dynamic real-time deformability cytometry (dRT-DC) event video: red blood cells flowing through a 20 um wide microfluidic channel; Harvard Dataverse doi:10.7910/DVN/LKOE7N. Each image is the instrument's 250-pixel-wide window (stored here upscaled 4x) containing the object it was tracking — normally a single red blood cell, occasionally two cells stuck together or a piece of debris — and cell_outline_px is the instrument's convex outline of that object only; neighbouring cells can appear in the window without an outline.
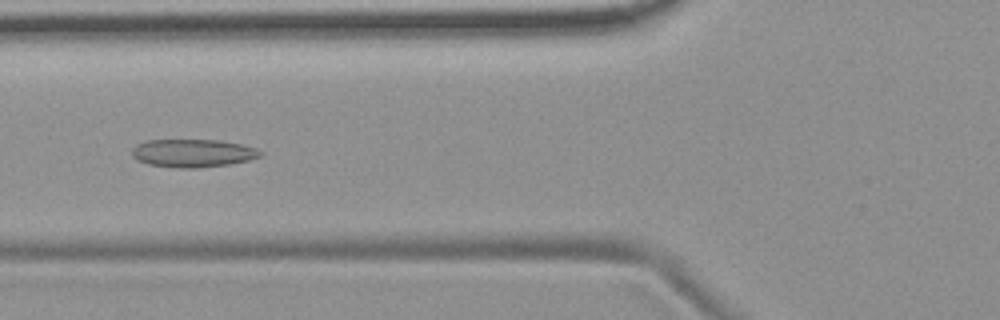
{"species": "common noctule bat (a hibernating species)", "species_latin": "Nyctalus noctula", "temperature_condition": "room temperature", "stored_images_in_passage": 9, "camera_frame_rate_fps": 3000, "um_per_image_px": 0.085, "animal": {"sex": "female", "body_mass_g": 19.9}, "frame": {"image": 1, "passage_image": 6, "time_ms": 6.0, "image_size_px": [1000, 320], "cell_outline_px": [[264, 152], [260, 156], [248, 160], [228, 164], [200, 168], [180, 168], [148, 164], [136, 160], [132, 156], [132, 148], [136, 144], [144, 140], [220, 140], [240, 144], [256, 148]], "centroid_in_image_um": [16.36, 13.01], "position_along_channel_um": 109.4, "area_um2": 21.04}}
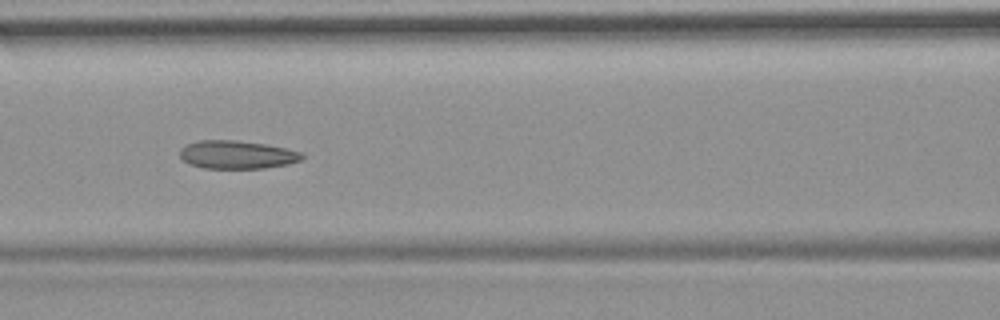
{"frame": {"image": 2, "passage_image": 7, "time_ms": 7.0, "image_size_px": [1000, 320], "cell_outline_px": [[304, 156], [300, 160], [288, 164], [264, 168], [204, 168], [188, 164], [180, 156], [180, 148], [188, 144], [200, 140], [236, 140], [264, 144], [304, 152]], "centroid_in_image_um": [20.14, 13.15], "position_along_channel_um": 146.5, "area_um2": 20.0}}
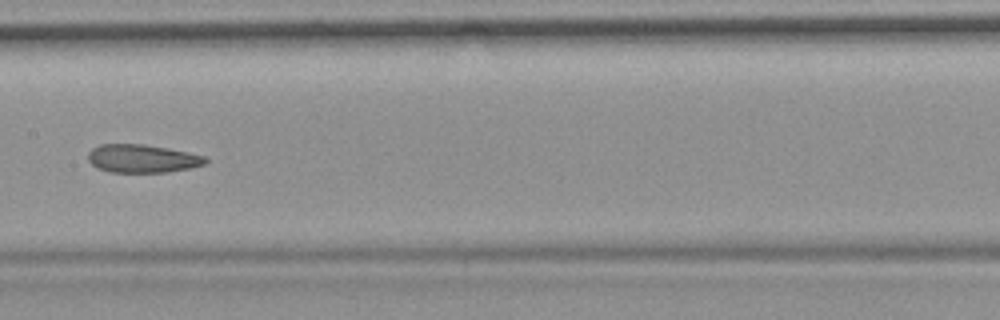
{"frame": {"image": 3, "passage_image": 8, "time_ms": 8.333, "image_size_px": [1000, 320], "cell_outline_px": [[208, 164], [192, 168], [168, 172], [108, 172], [96, 168], [88, 160], [88, 152], [92, 148], [100, 144], [144, 144], [168, 148], [188, 152], [204, 156], [208, 160]], "centroid_in_image_um": [12.11, 13.48], "position_along_channel_um": 195.3, "area_um2": 19.54}}